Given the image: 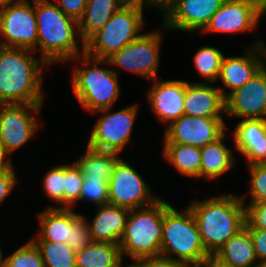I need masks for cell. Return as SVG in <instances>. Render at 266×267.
Instances as JSON below:
<instances>
[{"instance_id":"8992f818","label":"cell","mask_w":266,"mask_h":267,"mask_svg":"<svg viewBox=\"0 0 266 267\" xmlns=\"http://www.w3.org/2000/svg\"><path fill=\"white\" fill-rule=\"evenodd\" d=\"M78 59L82 61L84 68L74 69L72 87L82 108L91 113L112 108L120 94L117 71L99 67L105 64V60L92 58L85 53L71 60ZM90 65L94 66L89 68Z\"/></svg>"},{"instance_id":"e0dca14e","label":"cell","mask_w":266,"mask_h":267,"mask_svg":"<svg viewBox=\"0 0 266 267\" xmlns=\"http://www.w3.org/2000/svg\"><path fill=\"white\" fill-rule=\"evenodd\" d=\"M152 87L147 94L148 101L158 120L169 126L184 115L185 89L184 80H152Z\"/></svg>"},{"instance_id":"bcb514c9","label":"cell","mask_w":266,"mask_h":267,"mask_svg":"<svg viewBox=\"0 0 266 267\" xmlns=\"http://www.w3.org/2000/svg\"><path fill=\"white\" fill-rule=\"evenodd\" d=\"M261 48H262V51H263V54H264V66L266 67V44H264L263 42L261 43Z\"/></svg>"},{"instance_id":"7a4b0ae2","label":"cell","mask_w":266,"mask_h":267,"mask_svg":"<svg viewBox=\"0 0 266 267\" xmlns=\"http://www.w3.org/2000/svg\"><path fill=\"white\" fill-rule=\"evenodd\" d=\"M245 198L225 193L207 200L193 201L190 208L205 250L215 254L231 237L245 227Z\"/></svg>"},{"instance_id":"5b68a950","label":"cell","mask_w":266,"mask_h":267,"mask_svg":"<svg viewBox=\"0 0 266 267\" xmlns=\"http://www.w3.org/2000/svg\"><path fill=\"white\" fill-rule=\"evenodd\" d=\"M169 205L160 198L149 206L130 210L119 242L122 257L136 260L160 255L163 215Z\"/></svg>"},{"instance_id":"681fc988","label":"cell","mask_w":266,"mask_h":267,"mask_svg":"<svg viewBox=\"0 0 266 267\" xmlns=\"http://www.w3.org/2000/svg\"><path fill=\"white\" fill-rule=\"evenodd\" d=\"M3 263H4V258H3L1 247H0V267L3 266Z\"/></svg>"},{"instance_id":"6da1fadb","label":"cell","mask_w":266,"mask_h":267,"mask_svg":"<svg viewBox=\"0 0 266 267\" xmlns=\"http://www.w3.org/2000/svg\"><path fill=\"white\" fill-rule=\"evenodd\" d=\"M31 54L26 48L0 47V105L43 104L42 67L49 65Z\"/></svg>"},{"instance_id":"d590c367","label":"cell","mask_w":266,"mask_h":267,"mask_svg":"<svg viewBox=\"0 0 266 267\" xmlns=\"http://www.w3.org/2000/svg\"><path fill=\"white\" fill-rule=\"evenodd\" d=\"M250 174L251 201L266 203V163L247 165Z\"/></svg>"},{"instance_id":"4fadbf2b","label":"cell","mask_w":266,"mask_h":267,"mask_svg":"<svg viewBox=\"0 0 266 267\" xmlns=\"http://www.w3.org/2000/svg\"><path fill=\"white\" fill-rule=\"evenodd\" d=\"M224 119L182 115L164 130V144H184L202 148L218 140L226 130Z\"/></svg>"},{"instance_id":"7dc6e473","label":"cell","mask_w":266,"mask_h":267,"mask_svg":"<svg viewBox=\"0 0 266 267\" xmlns=\"http://www.w3.org/2000/svg\"><path fill=\"white\" fill-rule=\"evenodd\" d=\"M13 1H16V0H0V7H3V6H5L8 3H11Z\"/></svg>"},{"instance_id":"ab89813d","label":"cell","mask_w":266,"mask_h":267,"mask_svg":"<svg viewBox=\"0 0 266 267\" xmlns=\"http://www.w3.org/2000/svg\"><path fill=\"white\" fill-rule=\"evenodd\" d=\"M17 183V177L12 165L4 171H0V205L12 192Z\"/></svg>"},{"instance_id":"ee69618b","label":"cell","mask_w":266,"mask_h":267,"mask_svg":"<svg viewBox=\"0 0 266 267\" xmlns=\"http://www.w3.org/2000/svg\"><path fill=\"white\" fill-rule=\"evenodd\" d=\"M172 1L173 0H147L146 6H155L156 8H160L161 11H164Z\"/></svg>"},{"instance_id":"9c48e42d","label":"cell","mask_w":266,"mask_h":267,"mask_svg":"<svg viewBox=\"0 0 266 267\" xmlns=\"http://www.w3.org/2000/svg\"><path fill=\"white\" fill-rule=\"evenodd\" d=\"M0 35L4 47L26 48L37 52L35 7L28 0H16L0 7Z\"/></svg>"},{"instance_id":"30bf717a","label":"cell","mask_w":266,"mask_h":267,"mask_svg":"<svg viewBox=\"0 0 266 267\" xmlns=\"http://www.w3.org/2000/svg\"><path fill=\"white\" fill-rule=\"evenodd\" d=\"M137 107L134 104L116 112H110L112 108L95 111L103 114L93 126L87 145L96 150L119 154L131 139Z\"/></svg>"},{"instance_id":"f907efd6","label":"cell","mask_w":266,"mask_h":267,"mask_svg":"<svg viewBox=\"0 0 266 267\" xmlns=\"http://www.w3.org/2000/svg\"><path fill=\"white\" fill-rule=\"evenodd\" d=\"M129 1H141L143 4H147V0H129Z\"/></svg>"},{"instance_id":"9a60e30c","label":"cell","mask_w":266,"mask_h":267,"mask_svg":"<svg viewBox=\"0 0 266 267\" xmlns=\"http://www.w3.org/2000/svg\"><path fill=\"white\" fill-rule=\"evenodd\" d=\"M225 0H173L164 10L163 29L201 31Z\"/></svg>"},{"instance_id":"f1b7e54d","label":"cell","mask_w":266,"mask_h":267,"mask_svg":"<svg viewBox=\"0 0 266 267\" xmlns=\"http://www.w3.org/2000/svg\"><path fill=\"white\" fill-rule=\"evenodd\" d=\"M40 250L45 267H76V250L66 243L33 241Z\"/></svg>"},{"instance_id":"277c9868","label":"cell","mask_w":266,"mask_h":267,"mask_svg":"<svg viewBox=\"0 0 266 267\" xmlns=\"http://www.w3.org/2000/svg\"><path fill=\"white\" fill-rule=\"evenodd\" d=\"M160 255L169 257L184 267H200L209 255L189 207L182 212L171 205L165 209Z\"/></svg>"},{"instance_id":"1f68e13d","label":"cell","mask_w":266,"mask_h":267,"mask_svg":"<svg viewBox=\"0 0 266 267\" xmlns=\"http://www.w3.org/2000/svg\"><path fill=\"white\" fill-rule=\"evenodd\" d=\"M43 189L51 201L62 206H50L47 208H64V188H65V165H57L46 172L43 178Z\"/></svg>"},{"instance_id":"cb8c5ba5","label":"cell","mask_w":266,"mask_h":267,"mask_svg":"<svg viewBox=\"0 0 266 267\" xmlns=\"http://www.w3.org/2000/svg\"><path fill=\"white\" fill-rule=\"evenodd\" d=\"M227 131L216 141L208 143L201 151V177L214 180L227 173L235 164L234 153L224 139Z\"/></svg>"},{"instance_id":"4dcf8cb0","label":"cell","mask_w":266,"mask_h":267,"mask_svg":"<svg viewBox=\"0 0 266 267\" xmlns=\"http://www.w3.org/2000/svg\"><path fill=\"white\" fill-rule=\"evenodd\" d=\"M2 267H45L40 250L32 240L4 258Z\"/></svg>"},{"instance_id":"8d00e7d4","label":"cell","mask_w":266,"mask_h":267,"mask_svg":"<svg viewBox=\"0 0 266 267\" xmlns=\"http://www.w3.org/2000/svg\"><path fill=\"white\" fill-rule=\"evenodd\" d=\"M245 227L266 230V203L245 204Z\"/></svg>"},{"instance_id":"7bdbcfd3","label":"cell","mask_w":266,"mask_h":267,"mask_svg":"<svg viewBox=\"0 0 266 267\" xmlns=\"http://www.w3.org/2000/svg\"><path fill=\"white\" fill-rule=\"evenodd\" d=\"M12 165L11 158L6 154L0 144V171L7 170Z\"/></svg>"},{"instance_id":"f35d334b","label":"cell","mask_w":266,"mask_h":267,"mask_svg":"<svg viewBox=\"0 0 266 267\" xmlns=\"http://www.w3.org/2000/svg\"><path fill=\"white\" fill-rule=\"evenodd\" d=\"M132 267H184L181 263L163 255L133 260Z\"/></svg>"},{"instance_id":"d4e9b609","label":"cell","mask_w":266,"mask_h":267,"mask_svg":"<svg viewBox=\"0 0 266 267\" xmlns=\"http://www.w3.org/2000/svg\"><path fill=\"white\" fill-rule=\"evenodd\" d=\"M215 254L234 267H254L258 262L246 227L231 237Z\"/></svg>"},{"instance_id":"484cf974","label":"cell","mask_w":266,"mask_h":267,"mask_svg":"<svg viewBox=\"0 0 266 267\" xmlns=\"http://www.w3.org/2000/svg\"><path fill=\"white\" fill-rule=\"evenodd\" d=\"M119 245L92 242L76 251V267H119L123 263Z\"/></svg>"},{"instance_id":"2e32d148","label":"cell","mask_w":266,"mask_h":267,"mask_svg":"<svg viewBox=\"0 0 266 267\" xmlns=\"http://www.w3.org/2000/svg\"><path fill=\"white\" fill-rule=\"evenodd\" d=\"M226 114L243 119H266V67L226 98Z\"/></svg>"},{"instance_id":"4316f807","label":"cell","mask_w":266,"mask_h":267,"mask_svg":"<svg viewBox=\"0 0 266 267\" xmlns=\"http://www.w3.org/2000/svg\"><path fill=\"white\" fill-rule=\"evenodd\" d=\"M86 153L80 156L75 163L80 168L84 179H104L109 183L117 162L121 159L119 154L93 149L87 145Z\"/></svg>"},{"instance_id":"83f0119b","label":"cell","mask_w":266,"mask_h":267,"mask_svg":"<svg viewBox=\"0 0 266 267\" xmlns=\"http://www.w3.org/2000/svg\"><path fill=\"white\" fill-rule=\"evenodd\" d=\"M163 146V157L177 169L178 173L193 178L201 177L200 148L184 144Z\"/></svg>"},{"instance_id":"5bb4252c","label":"cell","mask_w":266,"mask_h":267,"mask_svg":"<svg viewBox=\"0 0 266 267\" xmlns=\"http://www.w3.org/2000/svg\"><path fill=\"white\" fill-rule=\"evenodd\" d=\"M261 17L260 0H225L202 31L233 34L252 31Z\"/></svg>"},{"instance_id":"ac0fdd59","label":"cell","mask_w":266,"mask_h":267,"mask_svg":"<svg viewBox=\"0 0 266 267\" xmlns=\"http://www.w3.org/2000/svg\"><path fill=\"white\" fill-rule=\"evenodd\" d=\"M227 93L222 87L204 82L189 83L185 89L184 114L193 117L223 119Z\"/></svg>"},{"instance_id":"ba28073f","label":"cell","mask_w":266,"mask_h":267,"mask_svg":"<svg viewBox=\"0 0 266 267\" xmlns=\"http://www.w3.org/2000/svg\"><path fill=\"white\" fill-rule=\"evenodd\" d=\"M161 35L157 30L141 34L107 58L105 64L131 71L148 80L156 79L160 61Z\"/></svg>"},{"instance_id":"7402d4cb","label":"cell","mask_w":266,"mask_h":267,"mask_svg":"<svg viewBox=\"0 0 266 267\" xmlns=\"http://www.w3.org/2000/svg\"><path fill=\"white\" fill-rule=\"evenodd\" d=\"M40 233L32 241L66 243L73 227L72 208H47L38 215Z\"/></svg>"},{"instance_id":"e575fe53","label":"cell","mask_w":266,"mask_h":267,"mask_svg":"<svg viewBox=\"0 0 266 267\" xmlns=\"http://www.w3.org/2000/svg\"><path fill=\"white\" fill-rule=\"evenodd\" d=\"M93 242L91 233L89 230V225L85 216L76 213L73 210V227L70 230L69 240L67 244L74 250L83 249Z\"/></svg>"},{"instance_id":"603a6c76","label":"cell","mask_w":266,"mask_h":267,"mask_svg":"<svg viewBox=\"0 0 266 267\" xmlns=\"http://www.w3.org/2000/svg\"><path fill=\"white\" fill-rule=\"evenodd\" d=\"M129 0H87L83 17L79 20V38L82 45L100 30L113 14Z\"/></svg>"},{"instance_id":"52a82bcc","label":"cell","mask_w":266,"mask_h":267,"mask_svg":"<svg viewBox=\"0 0 266 267\" xmlns=\"http://www.w3.org/2000/svg\"><path fill=\"white\" fill-rule=\"evenodd\" d=\"M143 4L128 1L109 21L85 42V54L106 60L115 52L137 39L144 27Z\"/></svg>"},{"instance_id":"f546056e","label":"cell","mask_w":266,"mask_h":267,"mask_svg":"<svg viewBox=\"0 0 266 267\" xmlns=\"http://www.w3.org/2000/svg\"><path fill=\"white\" fill-rule=\"evenodd\" d=\"M224 54L215 47L201 46L194 55V65L200 76L210 84L218 80Z\"/></svg>"},{"instance_id":"44dd1931","label":"cell","mask_w":266,"mask_h":267,"mask_svg":"<svg viewBox=\"0 0 266 267\" xmlns=\"http://www.w3.org/2000/svg\"><path fill=\"white\" fill-rule=\"evenodd\" d=\"M97 209L92 222H87L93 241L119 245L130 210L112 204L97 206Z\"/></svg>"},{"instance_id":"f6af8a7d","label":"cell","mask_w":266,"mask_h":267,"mask_svg":"<svg viewBox=\"0 0 266 267\" xmlns=\"http://www.w3.org/2000/svg\"><path fill=\"white\" fill-rule=\"evenodd\" d=\"M261 16H266V0H261Z\"/></svg>"},{"instance_id":"74e56055","label":"cell","mask_w":266,"mask_h":267,"mask_svg":"<svg viewBox=\"0 0 266 267\" xmlns=\"http://www.w3.org/2000/svg\"><path fill=\"white\" fill-rule=\"evenodd\" d=\"M59 9L77 22L83 17L87 0H56Z\"/></svg>"},{"instance_id":"d6a6232c","label":"cell","mask_w":266,"mask_h":267,"mask_svg":"<svg viewBox=\"0 0 266 267\" xmlns=\"http://www.w3.org/2000/svg\"><path fill=\"white\" fill-rule=\"evenodd\" d=\"M83 181L84 175L75 162L65 165L64 208H72L71 205L80 201Z\"/></svg>"},{"instance_id":"d6986e66","label":"cell","mask_w":266,"mask_h":267,"mask_svg":"<svg viewBox=\"0 0 266 267\" xmlns=\"http://www.w3.org/2000/svg\"><path fill=\"white\" fill-rule=\"evenodd\" d=\"M262 42L256 40L252 47H248L246 56L223 57L218 79L229 89L227 96L245 85L264 67V54L260 46Z\"/></svg>"},{"instance_id":"ffe728a7","label":"cell","mask_w":266,"mask_h":267,"mask_svg":"<svg viewBox=\"0 0 266 267\" xmlns=\"http://www.w3.org/2000/svg\"><path fill=\"white\" fill-rule=\"evenodd\" d=\"M235 127L234 148L246 163H266V119H242Z\"/></svg>"},{"instance_id":"836d02e7","label":"cell","mask_w":266,"mask_h":267,"mask_svg":"<svg viewBox=\"0 0 266 267\" xmlns=\"http://www.w3.org/2000/svg\"><path fill=\"white\" fill-rule=\"evenodd\" d=\"M91 201L97 206L109 204L108 182L104 179H84L80 201Z\"/></svg>"},{"instance_id":"b9f144b4","label":"cell","mask_w":266,"mask_h":267,"mask_svg":"<svg viewBox=\"0 0 266 267\" xmlns=\"http://www.w3.org/2000/svg\"><path fill=\"white\" fill-rule=\"evenodd\" d=\"M200 267H234L232 264L222 260L216 254H209Z\"/></svg>"},{"instance_id":"7c38bea8","label":"cell","mask_w":266,"mask_h":267,"mask_svg":"<svg viewBox=\"0 0 266 267\" xmlns=\"http://www.w3.org/2000/svg\"><path fill=\"white\" fill-rule=\"evenodd\" d=\"M109 204L129 210L146 207L160 198L151 193V188L143 178L121 158L108 183Z\"/></svg>"},{"instance_id":"3957f363","label":"cell","mask_w":266,"mask_h":267,"mask_svg":"<svg viewBox=\"0 0 266 267\" xmlns=\"http://www.w3.org/2000/svg\"><path fill=\"white\" fill-rule=\"evenodd\" d=\"M33 1L37 20V47H40L41 59L50 66L83 55L85 45L79 48L75 39V35H79L78 22L49 0Z\"/></svg>"},{"instance_id":"816d5d0a","label":"cell","mask_w":266,"mask_h":267,"mask_svg":"<svg viewBox=\"0 0 266 267\" xmlns=\"http://www.w3.org/2000/svg\"><path fill=\"white\" fill-rule=\"evenodd\" d=\"M119 267H123V264ZM124 267H132L131 264H128L127 266H124Z\"/></svg>"},{"instance_id":"8fae6325","label":"cell","mask_w":266,"mask_h":267,"mask_svg":"<svg viewBox=\"0 0 266 267\" xmlns=\"http://www.w3.org/2000/svg\"><path fill=\"white\" fill-rule=\"evenodd\" d=\"M42 105H0V144L8 156L21 148L36 133L39 122L34 115L40 114Z\"/></svg>"},{"instance_id":"60d3db41","label":"cell","mask_w":266,"mask_h":267,"mask_svg":"<svg viewBox=\"0 0 266 267\" xmlns=\"http://www.w3.org/2000/svg\"><path fill=\"white\" fill-rule=\"evenodd\" d=\"M253 242L258 261L266 260V230L247 228Z\"/></svg>"},{"instance_id":"c3c4849f","label":"cell","mask_w":266,"mask_h":267,"mask_svg":"<svg viewBox=\"0 0 266 267\" xmlns=\"http://www.w3.org/2000/svg\"><path fill=\"white\" fill-rule=\"evenodd\" d=\"M254 267H266V260L258 261Z\"/></svg>"}]
</instances>
